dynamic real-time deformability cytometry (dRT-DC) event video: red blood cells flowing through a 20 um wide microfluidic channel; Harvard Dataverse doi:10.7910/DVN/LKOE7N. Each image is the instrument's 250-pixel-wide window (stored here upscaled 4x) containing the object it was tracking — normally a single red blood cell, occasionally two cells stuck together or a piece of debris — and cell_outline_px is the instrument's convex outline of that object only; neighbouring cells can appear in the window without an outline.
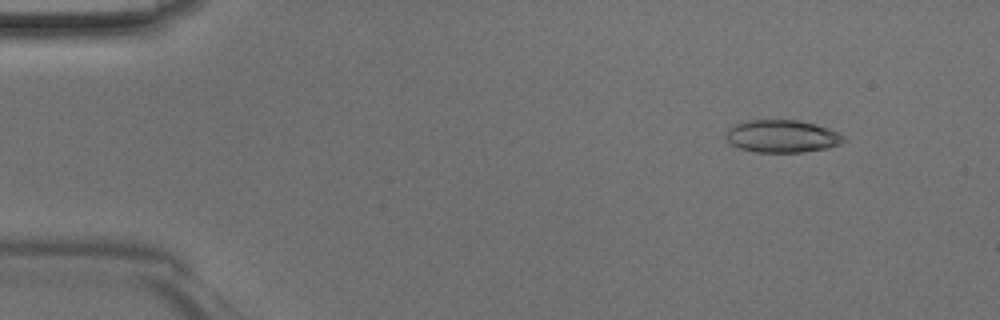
{"species": "Egyptian fruit bat (a non-hibernating species)", "species_latin": "Rousettus aegyptiacus", "temperature_condition": "room temperature", "stored_images_in_passage": 46, "camera_frame_rate_fps": 3000, "um_per_image_px": 0.085, "animal": {"sex": "male"}, "frame": {"image": 1, "passage_image": 5, "time_ms": 1.333, "image_size_px": [1000, 320], "cell_outline_px": [[848, 140], [840, 144], [828, 148], [804, 152], [756, 152], [740, 148], [732, 144], [724, 136], [728, 128], [732, 124], [748, 120], [800, 120], [816, 124], [828, 128], [844, 136]], "centroid_in_image_um": [66.48, 11.57], "position_along_channel_um": 18.5, "area_um2": 22.54}}
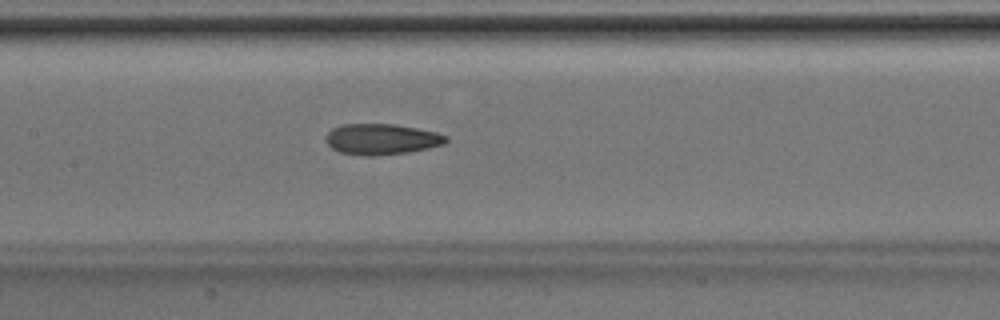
{"frame": {"image": 2, "passage_image": 22, "time_ms": 7.0, "image_size_px": [1000, 320], "cell_outline_px": [[448, 140], [444, 144], [428, 148], [408, 152], [372, 156], [368, 156], [340, 152], [332, 148], [328, 144], [324, 136], [332, 128], [344, 124], [396, 124], [436, 132], [448, 136]], "centroid_in_image_um": [32.43, 11.82], "position_along_channel_um": 175.0, "area_um2": 21.56}}
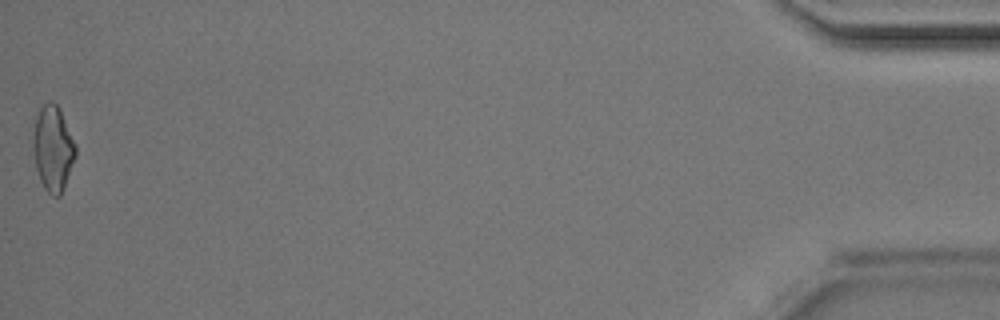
{"frame": {"image": 3, "passage_image": 46, "time_ms": 15.0, "image_size_px": [1000, 320], "cell_outline_px": [[76, 156], [60, 196], [52, 196], [44, 188], [40, 180], [36, 168], [32, 148], [32, 136], [36, 116], [40, 108], [48, 100], [52, 100], [60, 108], [76, 144]], "centroid_in_image_um": [4.49, 12.58], "position_along_channel_um": 430.7, "area_um2": 21.33}}